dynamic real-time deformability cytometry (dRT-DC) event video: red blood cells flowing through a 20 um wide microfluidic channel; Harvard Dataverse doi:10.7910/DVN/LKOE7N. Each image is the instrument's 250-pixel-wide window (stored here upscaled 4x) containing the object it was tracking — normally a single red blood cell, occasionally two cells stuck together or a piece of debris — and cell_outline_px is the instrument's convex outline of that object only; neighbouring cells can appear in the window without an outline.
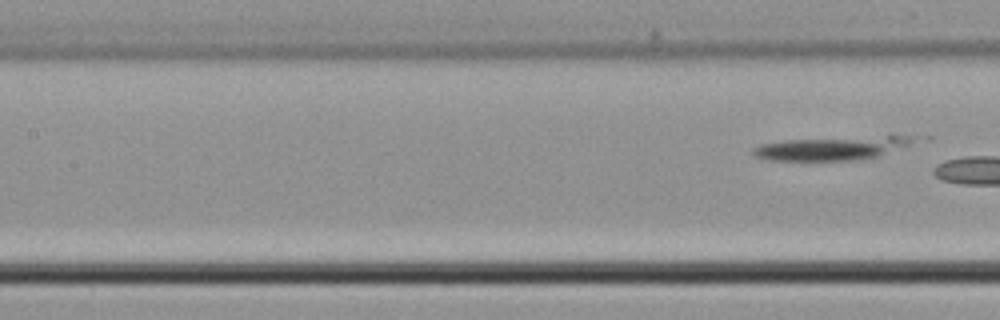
{"species": "common noctule bat (a hibernating species)", "species_latin": "Nyctalus noctula", "temperature_condition": "cold", "stored_images_in_passage": 6, "camera_frame_rate_fps": 3000, "um_per_image_px": 0.085, "animal": {"sex": "male", "body_mass_g": 21.5, "forearm_length_mm": 52.0}, "frame": {"image": 1, "passage_image": 6, "time_ms": 1.667, "image_size_px": [1000, 320], "cell_outline_px": [[916, 140], [908, 144], [876, 156], [856, 160], [772, 160], [756, 156], [752, 152], [752, 148], [760, 144], [788, 140], [888, 136], [912, 136]], "centroid_in_image_um": [70.61, 12.6], "position_along_channel_um": 136.8, "area_um2": 21.1}}